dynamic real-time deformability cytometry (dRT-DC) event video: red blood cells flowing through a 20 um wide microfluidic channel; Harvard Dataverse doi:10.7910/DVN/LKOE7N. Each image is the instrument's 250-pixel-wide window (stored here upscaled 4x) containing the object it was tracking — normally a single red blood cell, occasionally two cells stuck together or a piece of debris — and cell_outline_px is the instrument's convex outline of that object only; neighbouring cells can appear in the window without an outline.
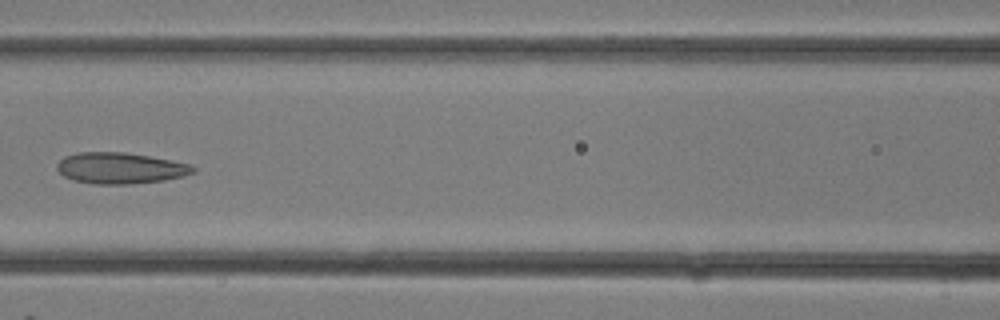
{"species": "common noctule bat (a hibernating species)", "species_latin": "Nyctalus noctula", "temperature_condition": "room temperature", "stored_images_in_passage": 10, "camera_frame_rate_fps": 3000, "um_per_image_px": 0.085, "animal": {"sex": "female"}, "frame": {"image": 1, "passage_image": 9, "time_ms": 2.667, "image_size_px": [1000, 320], "cell_outline_px": [[196, 172], [184, 176], [164, 180], [128, 184], [92, 184], [72, 180], [64, 176], [56, 168], [56, 164], [64, 156], [76, 152], [124, 152], [172, 160], [188, 164], [196, 168]], "centroid_in_image_um": [10.2, 14.29], "position_along_channel_um": 156.4, "area_um2": 24.8}}